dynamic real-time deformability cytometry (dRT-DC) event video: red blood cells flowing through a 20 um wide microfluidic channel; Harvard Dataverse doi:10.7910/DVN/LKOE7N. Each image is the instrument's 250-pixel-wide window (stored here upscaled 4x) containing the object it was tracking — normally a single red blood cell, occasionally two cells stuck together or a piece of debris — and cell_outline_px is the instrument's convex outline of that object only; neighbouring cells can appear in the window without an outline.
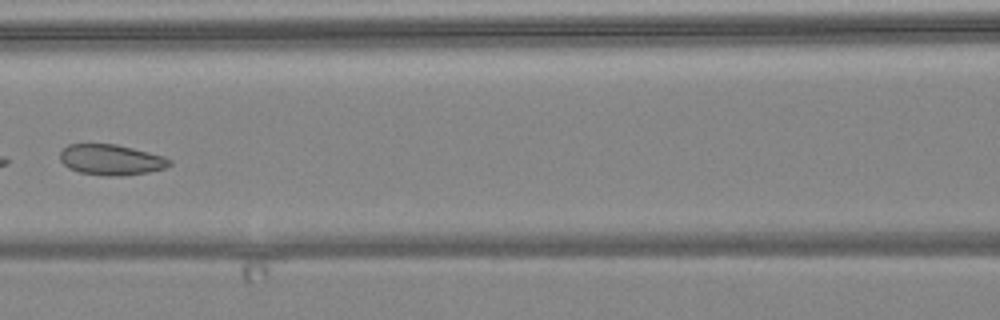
{"species": "common noctule bat (a hibernating species)", "species_latin": "Nyctalus noctula", "temperature_condition": "warm", "stored_images_in_passage": 6, "camera_frame_rate_fps": 3000, "um_per_image_px": 0.085, "animal": {"sex": "female", "body_mass_g": 24.6, "forearm_length_mm": 56.2}, "frame": {"image": 1, "passage_image": 6, "time_ms": 6.667, "image_size_px": [1000, 320], "cell_outline_px": [[172, 164], [164, 168], [148, 172], [120, 176], [108, 176], [80, 172], [68, 168], [60, 160], [60, 152], [68, 144], [116, 144], [164, 156], [172, 160]], "centroid_in_image_um": [9.45, 13.58], "position_along_channel_um": 157.2, "area_um2": 19.48}}